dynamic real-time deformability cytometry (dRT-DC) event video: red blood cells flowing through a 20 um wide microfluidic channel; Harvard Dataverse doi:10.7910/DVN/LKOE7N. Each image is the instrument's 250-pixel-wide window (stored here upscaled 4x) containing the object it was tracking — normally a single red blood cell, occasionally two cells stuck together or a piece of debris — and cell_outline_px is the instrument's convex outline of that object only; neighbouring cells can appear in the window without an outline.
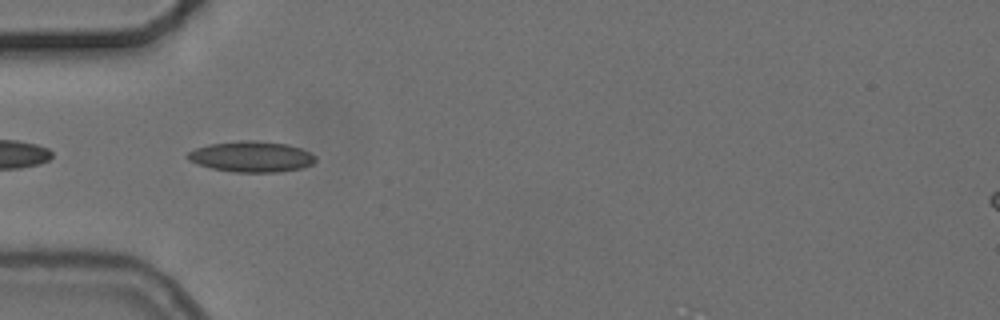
{"species": "common noctule bat (a hibernating species)", "species_latin": "Nyctalus noctula", "temperature_condition": "cold", "stored_images_in_passage": 25, "camera_frame_rate_fps": 3000, "um_per_image_px": 0.085, "animal": {"sex": "female", "body_mass_g": 24.6, "forearm_length_mm": 56.2}, "frame": {"image": 1, "passage_image": 2, "time_ms": 0.333, "image_size_px": [1000, 320], "cell_outline_px": [[316, 160], [312, 164], [300, 168], [280, 172], [232, 172], [212, 168], [196, 164], [188, 160], [184, 156], [188, 152], [196, 148], [208, 144], [240, 140], [256, 140], [288, 144], [300, 148], [316, 156]], "centroid_in_image_um": [21.33, 13.31], "position_along_channel_um": 63.7, "area_um2": 23.12}}
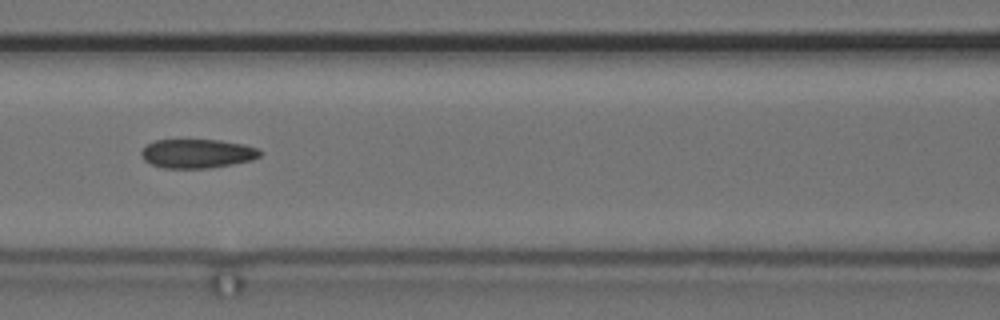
{"frame": {"image": 2, "passage_image": 9, "time_ms": 2.667, "image_size_px": [1000, 320], "cell_outline_px": [[260, 156], [252, 160], [232, 164], [208, 168], [164, 168], [152, 164], [144, 160], [140, 152], [148, 144], [156, 140], [220, 140], [244, 144], [256, 148], [260, 152]], "centroid_in_image_um": [16.76, 13.05], "position_along_channel_um": 149.8, "area_um2": 19.88}}
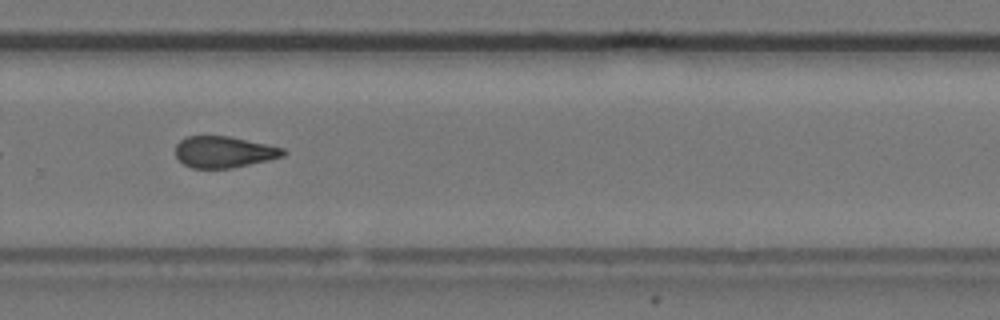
{"frame": {"image": 3, "passage_image": 22, "time_ms": 7.0, "image_size_px": [1000, 320], "cell_outline_px": [[288, 152], [284, 156], [268, 160], [232, 168], [192, 168], [184, 164], [176, 156], [176, 144], [180, 140], [188, 136], [228, 136], [268, 144], [284, 148]], "centroid_in_image_um": [19.06, 12.91], "position_along_channel_um": 310.7, "area_um2": 19.71}}